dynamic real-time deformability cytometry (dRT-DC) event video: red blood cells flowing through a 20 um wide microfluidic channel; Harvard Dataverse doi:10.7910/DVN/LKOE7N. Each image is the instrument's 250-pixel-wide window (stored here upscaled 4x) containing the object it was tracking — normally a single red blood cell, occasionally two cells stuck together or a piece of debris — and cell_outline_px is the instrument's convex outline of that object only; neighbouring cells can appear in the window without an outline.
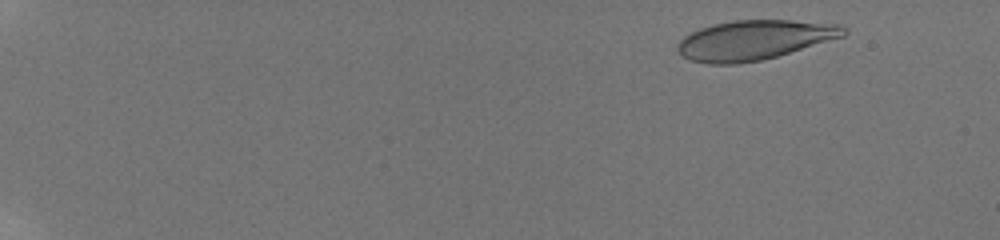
{"species": "human", "species_latin": "Homo sapiens", "temperature_condition": "room temperature", "stored_images_in_passage": 35, "camera_frame_rate_fps": 3000, "um_per_image_px": 0.085, "donor": {"sex": "male"}, "frame": {"image": 1, "passage_image": 4, "time_ms": 1.667, "image_size_px": [1000, 240], "cell_outline_px": [[848, 32], [844, 36], [776, 56], [760, 60], [736, 64], [708, 64], [688, 60], [676, 48], [676, 44], [684, 36], [700, 28], [712, 24], [736, 20], [792, 20], [840, 24], [848, 28]], "centroid_in_image_um": [64.11, 3.39], "position_along_channel_um": 20.9, "area_um2": 38.32}}
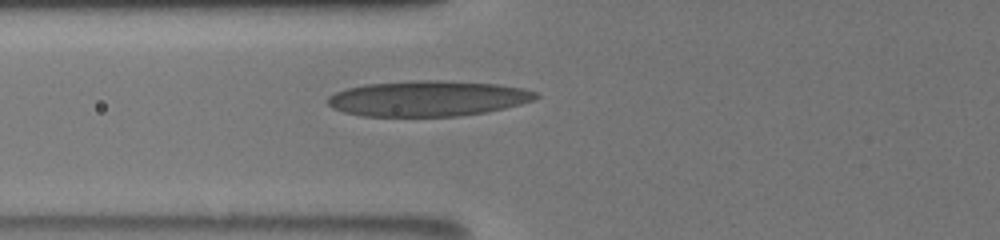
{"frame": {"image": 2, "passage_image": 16, "time_ms": 8.0, "image_size_px": [1000, 240], "cell_outline_px": [[540, 96], [532, 100], [520, 104], [488, 112], [460, 116], [364, 116], [344, 112], [332, 108], [328, 104], [328, 96], [336, 92], [348, 88], [368, 84], [416, 80], [444, 80], [496, 84], [524, 88], [536, 92]], "centroid_in_image_um": [36.39, 8.37], "position_along_channel_um": 89.4, "area_um2": 43.06}}
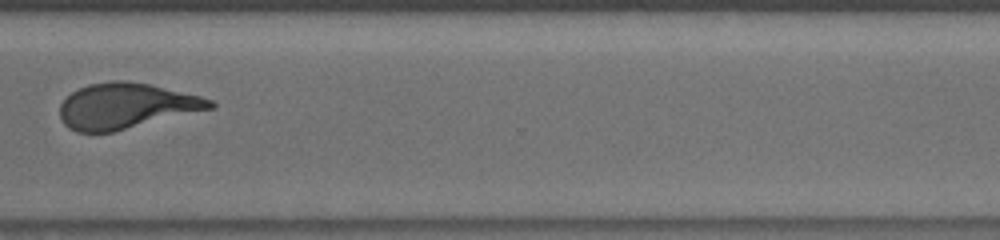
{"frame": {"image": 3, "passage_image": 29, "time_ms": 15.0, "image_size_px": [1000, 240], "cell_outline_px": [[216, 108], [112, 132], [76, 132], [68, 128], [64, 124], [60, 116], [60, 104], [72, 92], [88, 84], [112, 80], [128, 80], [148, 84], [200, 96], [212, 100], [216, 104]], "centroid_in_image_um": [10.72, 9.01], "position_along_channel_um": 359.9, "area_um2": 39.88}, "authors_computed_cell_mechanics": {"area_um2": 39.9398, "velocity_mm_per_s": 3.8681, "shape_relaxation_time_tau1_ms": 7.1496, "shape_relaxation_time_tau2_ms": 1.3009, "deformation_change_tau1": 0.2554, "deformation_change_tau2": 0.114}}